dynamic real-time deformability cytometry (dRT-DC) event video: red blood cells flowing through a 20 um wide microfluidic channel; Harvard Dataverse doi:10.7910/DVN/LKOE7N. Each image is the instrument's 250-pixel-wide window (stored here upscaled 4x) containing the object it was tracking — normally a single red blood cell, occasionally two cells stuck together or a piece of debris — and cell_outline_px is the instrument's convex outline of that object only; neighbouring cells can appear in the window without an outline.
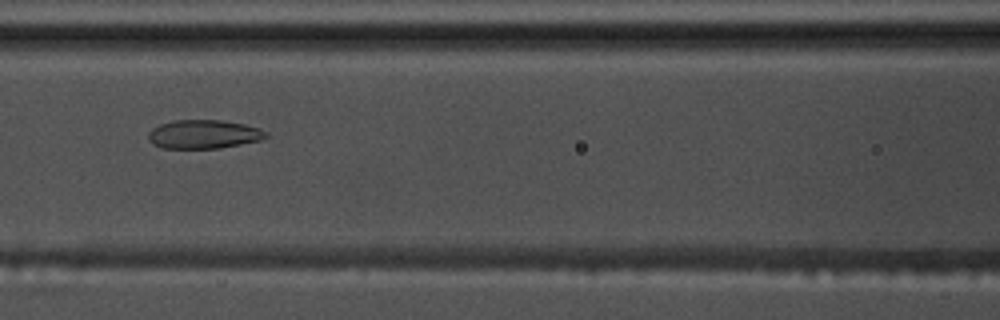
{"species": "common noctule bat (a hibernating species)", "species_latin": "Nyctalus noctula", "temperature_condition": "warm", "stored_images_in_passage": 56, "camera_frame_rate_fps": 3000, "um_per_image_px": 0.085, "animal": {"sex": "male", "body_mass_g": 17.5, "forearm_length_mm": 52.3}, "frame": {"image": 1, "passage_image": 25, "time_ms": 8.0, "image_size_px": [1000, 320], "cell_outline_px": [[268, 136], [264, 140], [220, 148], [164, 148], [152, 144], [148, 140], [148, 132], [152, 128], [160, 124], [172, 120], [220, 120], [244, 124], [260, 128], [268, 132]], "centroid_in_image_um": [17.33, 11.41], "position_along_channel_um": 149.3, "area_um2": 19.94}}
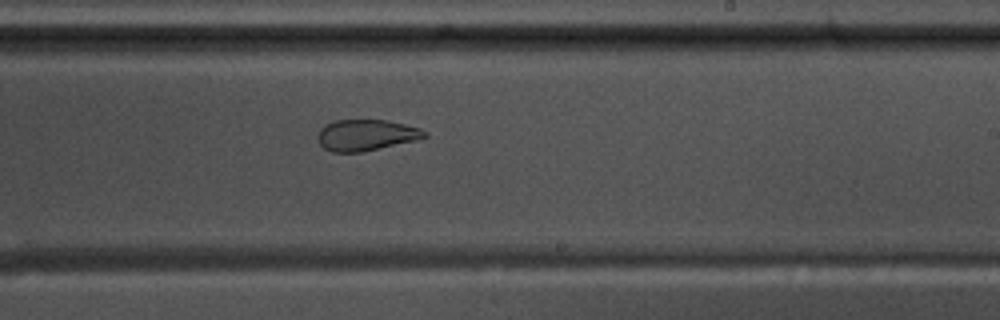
{"frame": {"image": 2, "passage_image": 34, "time_ms": 11.0, "image_size_px": [1000, 320], "cell_outline_px": [[428, 136], [416, 140], [360, 152], [332, 152], [324, 148], [316, 140], [316, 136], [320, 128], [324, 124], [336, 120], [388, 120], [420, 128], [428, 132]], "centroid_in_image_um": [31.09, 11.47], "position_along_channel_um": 257.9, "area_um2": 19.48}}
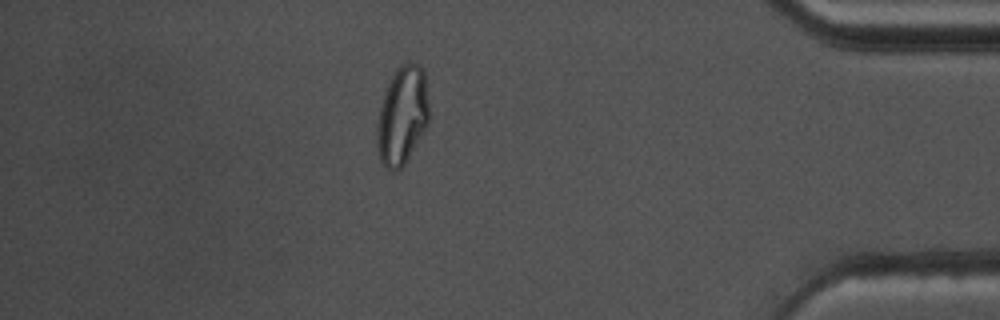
{"frame": {"image": 3, "passage_image": 49, "time_ms": 16.0, "image_size_px": [1000, 320], "cell_outline_px": [[428, 124], [404, 164], [396, 172], [392, 172], [384, 168], [380, 160], [376, 140], [376, 128], [380, 108], [388, 84], [396, 68], [400, 64], [408, 60], [412, 60], [420, 64], [424, 72], [428, 100]], "centroid_in_image_um": [34.18, 9.8], "position_along_channel_um": 401.0, "area_um2": 29.94}, "authors_computed_cell_mechanics": {"area_um2": 23.987, "velocity_mm_per_s": 3.64, "shape_relaxation_time_tau1_ms": null, "shape_relaxation_time_tau2_ms": 1.691, "deformation_change_tau1": null, "deformation_change_tau2": 0.0795}}